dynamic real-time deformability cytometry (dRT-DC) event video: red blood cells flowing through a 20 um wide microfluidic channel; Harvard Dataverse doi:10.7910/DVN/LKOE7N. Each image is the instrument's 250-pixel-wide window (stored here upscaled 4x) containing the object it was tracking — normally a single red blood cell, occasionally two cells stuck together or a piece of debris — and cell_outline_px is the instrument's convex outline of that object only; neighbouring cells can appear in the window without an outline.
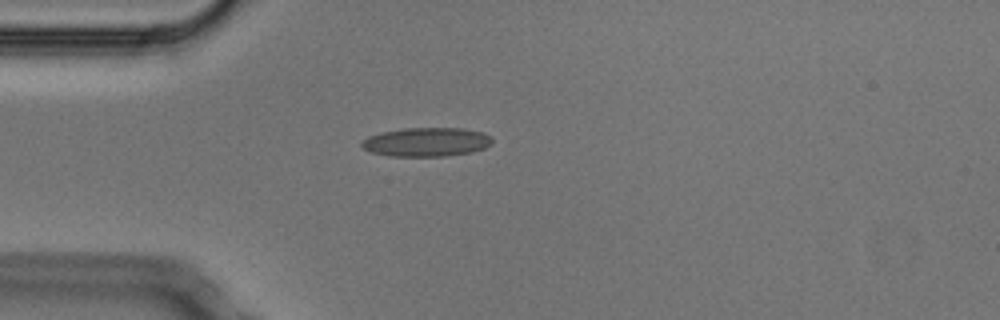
{"species": "Egyptian fruit bat (a non-hibernating species)", "species_latin": "Rousettus aegyptiacus", "temperature_condition": "cold", "stored_images_in_passage": 2, "camera_frame_rate_fps": 3000, "um_per_image_px": 0.085, "animal": {"sex": "male"}, "frame": {"image": 1, "passage_image": 1, "time_ms": 0.0, "image_size_px": [1000, 320], "cell_outline_px": [[492, 144], [484, 148], [472, 152], [444, 156], [388, 156], [372, 152], [364, 148], [360, 144], [368, 136], [380, 132], [404, 128], [464, 128], [484, 132], [492, 136]], "centroid_in_image_um": [36.28, 12.06], "position_along_channel_um": 48.7, "area_um2": 22.14}}